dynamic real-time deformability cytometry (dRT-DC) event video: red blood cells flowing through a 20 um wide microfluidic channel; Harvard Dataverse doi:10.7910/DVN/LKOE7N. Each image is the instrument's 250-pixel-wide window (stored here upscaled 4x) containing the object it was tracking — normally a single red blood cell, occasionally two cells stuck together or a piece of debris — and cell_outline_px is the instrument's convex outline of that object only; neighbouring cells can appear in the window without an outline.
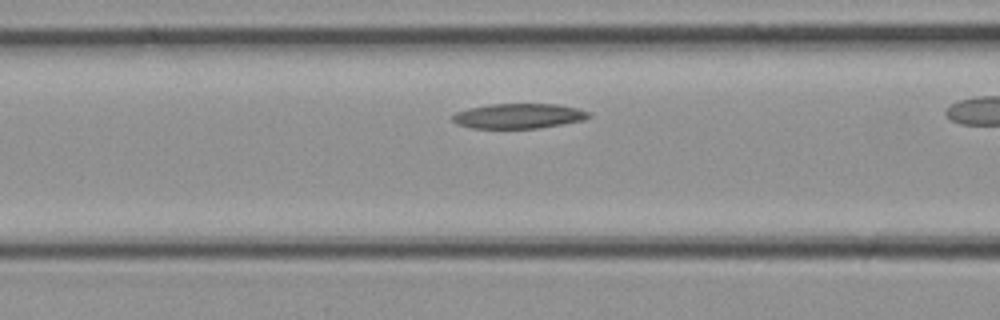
{"species": "common noctule bat (a hibernating species)", "species_latin": "Nyctalus noctula", "temperature_condition": "cold", "stored_images_in_passage": 19, "camera_frame_rate_fps": 3000, "um_per_image_px": 0.085, "animal": {"sex": "female", "body_mass_g": 21.9}, "frame": {"image": 1, "passage_image": 6, "time_ms": 1.667, "image_size_px": [1000, 320], "cell_outline_px": [[592, 116], [584, 120], [536, 128], [472, 128], [456, 124], [452, 120], [452, 116], [456, 112], [468, 108], [488, 104], [556, 104], [576, 108], [588, 112]], "centroid_in_image_um": [44.04, 9.85], "position_along_channel_um": 122.6, "area_um2": 19.71}}
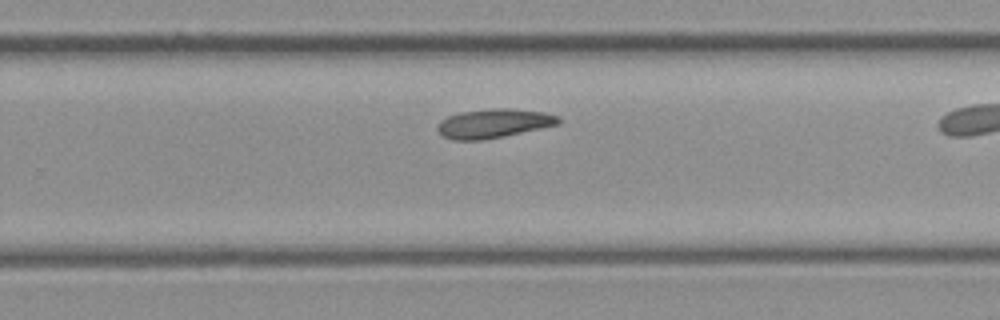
{"frame": {"image": 2, "passage_image": 14, "time_ms": 4.333, "image_size_px": [1000, 320], "cell_outline_px": [[560, 124], [504, 136], [484, 140], [452, 140], [444, 136], [436, 128], [440, 120], [448, 116], [460, 112], [488, 108], [508, 108], [544, 112], [560, 116]], "centroid_in_image_um": [41.96, 10.48], "position_along_channel_um": 287.8, "area_um2": 20.58}}
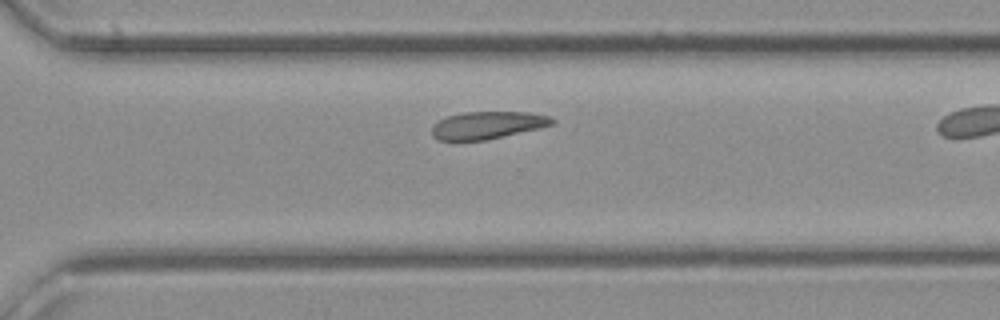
{"frame": {"image": 3, "passage_image": 16, "time_ms": 5.0, "image_size_px": [1000, 320], "cell_outline_px": [[556, 120], [552, 124], [540, 128], [484, 140], [436, 140], [432, 136], [432, 128], [440, 120], [448, 116], [464, 112], [528, 112], [548, 116]], "centroid_in_image_um": [41.43, 10.64], "position_along_channel_um": 329.2, "area_um2": 18.96}}